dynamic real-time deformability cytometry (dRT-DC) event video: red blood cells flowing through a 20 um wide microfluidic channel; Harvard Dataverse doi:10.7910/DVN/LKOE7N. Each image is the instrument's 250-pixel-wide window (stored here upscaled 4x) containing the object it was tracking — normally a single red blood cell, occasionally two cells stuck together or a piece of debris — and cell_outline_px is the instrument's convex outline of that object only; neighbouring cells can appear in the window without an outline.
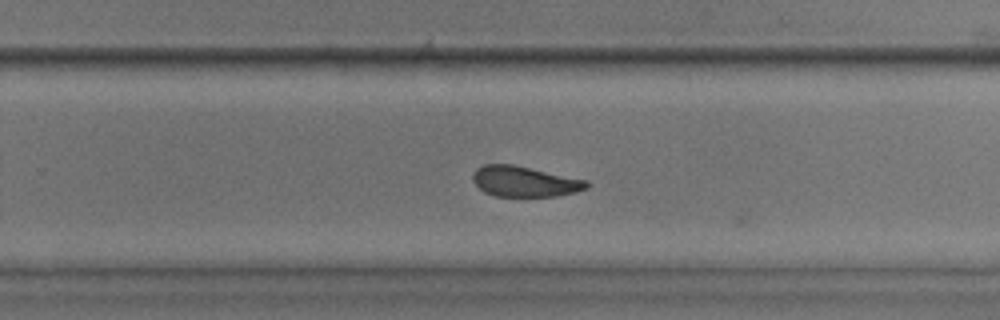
{"species": "common noctule bat (a hibernating species)", "species_latin": "Nyctalus noctula", "temperature_condition": "room temperature", "stored_images_in_passage": 35, "camera_frame_rate_fps": 3000, "um_per_image_px": 0.085, "animal": {"sex": "male", "body_mass_g": 17.9, "forearm_length_mm": 54.2}, "frame": {"image": 1, "passage_image": 34, "time_ms": 11.0, "image_size_px": [1000, 320], "cell_outline_px": [[588, 188], [576, 192], [556, 196], [496, 196], [484, 192], [472, 180], [472, 172], [476, 168], [484, 164], [512, 164], [588, 180]], "centroid_in_image_um": [44.58, 15.42], "position_along_channel_um": 285.2, "area_um2": 20.29}}